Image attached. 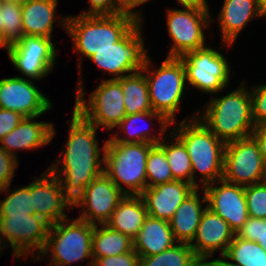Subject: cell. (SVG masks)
<instances>
[{"label": "cell", "instance_id": "f546056e", "mask_svg": "<svg viewBox=\"0 0 266 266\" xmlns=\"http://www.w3.org/2000/svg\"><path fill=\"white\" fill-rule=\"evenodd\" d=\"M170 133L167 136L170 140L165 142L164 137L158 145L165 151L173 178L192 184V165L187 149L173 132Z\"/></svg>", "mask_w": 266, "mask_h": 266}, {"label": "cell", "instance_id": "e0dca14e", "mask_svg": "<svg viewBox=\"0 0 266 266\" xmlns=\"http://www.w3.org/2000/svg\"><path fill=\"white\" fill-rule=\"evenodd\" d=\"M30 183L31 208L50 224L67 219L74 202L64 194L60 180L47 169ZM66 210V212H65Z\"/></svg>", "mask_w": 266, "mask_h": 266}, {"label": "cell", "instance_id": "4dcf8cb0", "mask_svg": "<svg viewBox=\"0 0 266 266\" xmlns=\"http://www.w3.org/2000/svg\"><path fill=\"white\" fill-rule=\"evenodd\" d=\"M200 261L188 243L178 242L159 254L140 257L139 266H200Z\"/></svg>", "mask_w": 266, "mask_h": 266}, {"label": "cell", "instance_id": "603a6c76", "mask_svg": "<svg viewBox=\"0 0 266 266\" xmlns=\"http://www.w3.org/2000/svg\"><path fill=\"white\" fill-rule=\"evenodd\" d=\"M58 0H25L22 7V28L24 35L52 38L56 20L66 31L68 16L56 17Z\"/></svg>", "mask_w": 266, "mask_h": 266}, {"label": "cell", "instance_id": "9c48e42d", "mask_svg": "<svg viewBox=\"0 0 266 266\" xmlns=\"http://www.w3.org/2000/svg\"><path fill=\"white\" fill-rule=\"evenodd\" d=\"M144 20H139L118 42L110 48L96 51L88 59L112 78L120 79L144 68L148 57L143 37ZM113 74V75H112Z\"/></svg>", "mask_w": 266, "mask_h": 266}, {"label": "cell", "instance_id": "bcb514c9", "mask_svg": "<svg viewBox=\"0 0 266 266\" xmlns=\"http://www.w3.org/2000/svg\"><path fill=\"white\" fill-rule=\"evenodd\" d=\"M150 0H129V13L137 16L140 20H144L143 19V15H142V11L139 10H135L133 11V9H135L136 7L141 6L142 4L144 5L145 3H147Z\"/></svg>", "mask_w": 266, "mask_h": 266}, {"label": "cell", "instance_id": "ac0fdd59", "mask_svg": "<svg viewBox=\"0 0 266 266\" xmlns=\"http://www.w3.org/2000/svg\"><path fill=\"white\" fill-rule=\"evenodd\" d=\"M202 189L207 208L222 217L236 234L249 218L245 187L220 179Z\"/></svg>", "mask_w": 266, "mask_h": 266}, {"label": "cell", "instance_id": "7bdbcfd3", "mask_svg": "<svg viewBox=\"0 0 266 266\" xmlns=\"http://www.w3.org/2000/svg\"><path fill=\"white\" fill-rule=\"evenodd\" d=\"M251 136L257 142L260 153L266 164V122L255 126L254 130L251 133Z\"/></svg>", "mask_w": 266, "mask_h": 266}, {"label": "cell", "instance_id": "ee69618b", "mask_svg": "<svg viewBox=\"0 0 266 266\" xmlns=\"http://www.w3.org/2000/svg\"><path fill=\"white\" fill-rule=\"evenodd\" d=\"M184 9L209 10L207 0H177Z\"/></svg>", "mask_w": 266, "mask_h": 266}, {"label": "cell", "instance_id": "836d02e7", "mask_svg": "<svg viewBox=\"0 0 266 266\" xmlns=\"http://www.w3.org/2000/svg\"><path fill=\"white\" fill-rule=\"evenodd\" d=\"M146 178L147 187H155L175 180L165 151L158 144L149 150L146 161Z\"/></svg>", "mask_w": 266, "mask_h": 266}, {"label": "cell", "instance_id": "60d3db41", "mask_svg": "<svg viewBox=\"0 0 266 266\" xmlns=\"http://www.w3.org/2000/svg\"><path fill=\"white\" fill-rule=\"evenodd\" d=\"M89 9L80 15H117L124 12L114 0H88Z\"/></svg>", "mask_w": 266, "mask_h": 266}, {"label": "cell", "instance_id": "d590c367", "mask_svg": "<svg viewBox=\"0 0 266 266\" xmlns=\"http://www.w3.org/2000/svg\"><path fill=\"white\" fill-rule=\"evenodd\" d=\"M245 196L249 217L266 219V183L246 186Z\"/></svg>", "mask_w": 266, "mask_h": 266}, {"label": "cell", "instance_id": "f35d334b", "mask_svg": "<svg viewBox=\"0 0 266 266\" xmlns=\"http://www.w3.org/2000/svg\"><path fill=\"white\" fill-rule=\"evenodd\" d=\"M18 164L17 157L0 148V189L11 185Z\"/></svg>", "mask_w": 266, "mask_h": 266}, {"label": "cell", "instance_id": "7402d4cb", "mask_svg": "<svg viewBox=\"0 0 266 266\" xmlns=\"http://www.w3.org/2000/svg\"><path fill=\"white\" fill-rule=\"evenodd\" d=\"M261 18L258 0H224L216 17L223 45L231 47L239 33L254 18Z\"/></svg>", "mask_w": 266, "mask_h": 266}, {"label": "cell", "instance_id": "7c38bea8", "mask_svg": "<svg viewBox=\"0 0 266 266\" xmlns=\"http://www.w3.org/2000/svg\"><path fill=\"white\" fill-rule=\"evenodd\" d=\"M265 177L266 164L252 136L226 143L222 179L246 187Z\"/></svg>", "mask_w": 266, "mask_h": 266}, {"label": "cell", "instance_id": "9a60e30c", "mask_svg": "<svg viewBox=\"0 0 266 266\" xmlns=\"http://www.w3.org/2000/svg\"><path fill=\"white\" fill-rule=\"evenodd\" d=\"M125 195L103 172L74 201L82 212L77 218L92 225L106 224Z\"/></svg>", "mask_w": 266, "mask_h": 266}, {"label": "cell", "instance_id": "30bf717a", "mask_svg": "<svg viewBox=\"0 0 266 266\" xmlns=\"http://www.w3.org/2000/svg\"><path fill=\"white\" fill-rule=\"evenodd\" d=\"M179 58L185 67L189 86L210 95H217L228 87L233 71L219 50L206 45Z\"/></svg>", "mask_w": 266, "mask_h": 266}, {"label": "cell", "instance_id": "5b68a950", "mask_svg": "<svg viewBox=\"0 0 266 266\" xmlns=\"http://www.w3.org/2000/svg\"><path fill=\"white\" fill-rule=\"evenodd\" d=\"M92 236L93 225L79 218L51 224L44 249L33 261L43 260L49 255L51 259H46L50 261L48 265L71 266L74 262L91 258L87 266H93Z\"/></svg>", "mask_w": 266, "mask_h": 266}, {"label": "cell", "instance_id": "83f0119b", "mask_svg": "<svg viewBox=\"0 0 266 266\" xmlns=\"http://www.w3.org/2000/svg\"><path fill=\"white\" fill-rule=\"evenodd\" d=\"M117 80L122 86L126 115L153 111L149 97L148 83L145 78V73L142 70Z\"/></svg>", "mask_w": 266, "mask_h": 266}, {"label": "cell", "instance_id": "d6a6232c", "mask_svg": "<svg viewBox=\"0 0 266 266\" xmlns=\"http://www.w3.org/2000/svg\"><path fill=\"white\" fill-rule=\"evenodd\" d=\"M11 185L0 189V193L8 195L0 202V216H25L34 215L35 211L31 208L30 184L14 188L10 192Z\"/></svg>", "mask_w": 266, "mask_h": 266}, {"label": "cell", "instance_id": "b9f144b4", "mask_svg": "<svg viewBox=\"0 0 266 266\" xmlns=\"http://www.w3.org/2000/svg\"><path fill=\"white\" fill-rule=\"evenodd\" d=\"M24 119L20 113L0 108V140L16 128Z\"/></svg>", "mask_w": 266, "mask_h": 266}, {"label": "cell", "instance_id": "2e32d148", "mask_svg": "<svg viewBox=\"0 0 266 266\" xmlns=\"http://www.w3.org/2000/svg\"><path fill=\"white\" fill-rule=\"evenodd\" d=\"M34 80L20 76L0 79V108L20 113L24 117H40L53 106Z\"/></svg>", "mask_w": 266, "mask_h": 266}, {"label": "cell", "instance_id": "4316f807", "mask_svg": "<svg viewBox=\"0 0 266 266\" xmlns=\"http://www.w3.org/2000/svg\"><path fill=\"white\" fill-rule=\"evenodd\" d=\"M147 216L146 205L140 195H125L106 225L133 240Z\"/></svg>", "mask_w": 266, "mask_h": 266}, {"label": "cell", "instance_id": "484cf974", "mask_svg": "<svg viewBox=\"0 0 266 266\" xmlns=\"http://www.w3.org/2000/svg\"><path fill=\"white\" fill-rule=\"evenodd\" d=\"M176 243L169 221L148 215L133 239V249L144 257L159 254Z\"/></svg>", "mask_w": 266, "mask_h": 266}, {"label": "cell", "instance_id": "7a4b0ae2", "mask_svg": "<svg viewBox=\"0 0 266 266\" xmlns=\"http://www.w3.org/2000/svg\"><path fill=\"white\" fill-rule=\"evenodd\" d=\"M172 132L183 142L192 165V185L204 188L222 179L225 143L217 138L197 117V112L181 120ZM196 172L200 181L196 182ZM201 185V186H200Z\"/></svg>", "mask_w": 266, "mask_h": 266}, {"label": "cell", "instance_id": "74e56055", "mask_svg": "<svg viewBox=\"0 0 266 266\" xmlns=\"http://www.w3.org/2000/svg\"><path fill=\"white\" fill-rule=\"evenodd\" d=\"M252 118L255 126L266 122V84L252 85Z\"/></svg>", "mask_w": 266, "mask_h": 266}, {"label": "cell", "instance_id": "d4e9b609", "mask_svg": "<svg viewBox=\"0 0 266 266\" xmlns=\"http://www.w3.org/2000/svg\"><path fill=\"white\" fill-rule=\"evenodd\" d=\"M199 189L203 192L202 198H200ZM202 203L207 204L206 195L202 188H196L185 198L169 220L177 242L190 244L194 239L202 213L207 208V205L203 206Z\"/></svg>", "mask_w": 266, "mask_h": 266}, {"label": "cell", "instance_id": "8fae6325", "mask_svg": "<svg viewBox=\"0 0 266 266\" xmlns=\"http://www.w3.org/2000/svg\"><path fill=\"white\" fill-rule=\"evenodd\" d=\"M210 10L172 9L166 10V22L172 46L166 57H177L206 46L204 30L212 22Z\"/></svg>", "mask_w": 266, "mask_h": 266}, {"label": "cell", "instance_id": "c3c4849f", "mask_svg": "<svg viewBox=\"0 0 266 266\" xmlns=\"http://www.w3.org/2000/svg\"><path fill=\"white\" fill-rule=\"evenodd\" d=\"M259 2V12L261 17L266 18V0H258Z\"/></svg>", "mask_w": 266, "mask_h": 266}, {"label": "cell", "instance_id": "44dd1931", "mask_svg": "<svg viewBox=\"0 0 266 266\" xmlns=\"http://www.w3.org/2000/svg\"><path fill=\"white\" fill-rule=\"evenodd\" d=\"M34 117H24L20 124L0 140V148L18 158L16 151L39 149L49 144L55 137L52 122H37Z\"/></svg>", "mask_w": 266, "mask_h": 266}, {"label": "cell", "instance_id": "7dc6e473", "mask_svg": "<svg viewBox=\"0 0 266 266\" xmlns=\"http://www.w3.org/2000/svg\"><path fill=\"white\" fill-rule=\"evenodd\" d=\"M114 2L124 11L129 13V0H114Z\"/></svg>", "mask_w": 266, "mask_h": 266}, {"label": "cell", "instance_id": "f1b7e54d", "mask_svg": "<svg viewBox=\"0 0 266 266\" xmlns=\"http://www.w3.org/2000/svg\"><path fill=\"white\" fill-rule=\"evenodd\" d=\"M93 225L92 256L103 258L120 255L133 249V240L106 224Z\"/></svg>", "mask_w": 266, "mask_h": 266}, {"label": "cell", "instance_id": "681fc988", "mask_svg": "<svg viewBox=\"0 0 266 266\" xmlns=\"http://www.w3.org/2000/svg\"><path fill=\"white\" fill-rule=\"evenodd\" d=\"M0 48H4V28L2 23V13L0 12Z\"/></svg>", "mask_w": 266, "mask_h": 266}, {"label": "cell", "instance_id": "277c9868", "mask_svg": "<svg viewBox=\"0 0 266 266\" xmlns=\"http://www.w3.org/2000/svg\"><path fill=\"white\" fill-rule=\"evenodd\" d=\"M140 19L128 12L117 15H69L66 33L71 37L74 52L89 58L100 49L110 48L118 42Z\"/></svg>", "mask_w": 266, "mask_h": 266}, {"label": "cell", "instance_id": "ba28073f", "mask_svg": "<svg viewBox=\"0 0 266 266\" xmlns=\"http://www.w3.org/2000/svg\"><path fill=\"white\" fill-rule=\"evenodd\" d=\"M80 72L81 70L76 86L74 110L98 129H116L126 116L121 83L117 79H103L86 100Z\"/></svg>", "mask_w": 266, "mask_h": 266}, {"label": "cell", "instance_id": "f6af8a7d", "mask_svg": "<svg viewBox=\"0 0 266 266\" xmlns=\"http://www.w3.org/2000/svg\"><path fill=\"white\" fill-rule=\"evenodd\" d=\"M210 258H204L200 261V266H237L232 263L228 258L224 255H221L220 258H214L213 260H209ZM209 260V261H208Z\"/></svg>", "mask_w": 266, "mask_h": 266}, {"label": "cell", "instance_id": "e575fe53", "mask_svg": "<svg viewBox=\"0 0 266 266\" xmlns=\"http://www.w3.org/2000/svg\"><path fill=\"white\" fill-rule=\"evenodd\" d=\"M4 28V49L18 42L24 35L22 28V7L19 2L0 3Z\"/></svg>", "mask_w": 266, "mask_h": 266}, {"label": "cell", "instance_id": "ffe728a7", "mask_svg": "<svg viewBox=\"0 0 266 266\" xmlns=\"http://www.w3.org/2000/svg\"><path fill=\"white\" fill-rule=\"evenodd\" d=\"M195 189L188 182L174 180L155 187H147L140 196L144 200L148 215L169 221L180 204Z\"/></svg>", "mask_w": 266, "mask_h": 266}, {"label": "cell", "instance_id": "52a82bcc", "mask_svg": "<svg viewBox=\"0 0 266 266\" xmlns=\"http://www.w3.org/2000/svg\"><path fill=\"white\" fill-rule=\"evenodd\" d=\"M149 56L142 71L148 83L152 110L161 113L170 123L176 122L186 87L185 67L180 58L166 57L158 69L152 70Z\"/></svg>", "mask_w": 266, "mask_h": 266}, {"label": "cell", "instance_id": "8992f818", "mask_svg": "<svg viewBox=\"0 0 266 266\" xmlns=\"http://www.w3.org/2000/svg\"><path fill=\"white\" fill-rule=\"evenodd\" d=\"M153 146L151 143H120L106 139L104 173L126 195H140L147 188L146 161Z\"/></svg>", "mask_w": 266, "mask_h": 266}, {"label": "cell", "instance_id": "f907efd6", "mask_svg": "<svg viewBox=\"0 0 266 266\" xmlns=\"http://www.w3.org/2000/svg\"><path fill=\"white\" fill-rule=\"evenodd\" d=\"M4 240L6 241L5 237H4L3 235L0 234V250H1V251H0V253H1V254H0V257H1L2 254H3V253H2V252H3V249L5 250L6 246L9 247V246H8L9 243H8L7 241L5 242ZM2 246H3V247H2ZM2 248H3V249H2Z\"/></svg>", "mask_w": 266, "mask_h": 266}, {"label": "cell", "instance_id": "6da1fadb", "mask_svg": "<svg viewBox=\"0 0 266 266\" xmlns=\"http://www.w3.org/2000/svg\"><path fill=\"white\" fill-rule=\"evenodd\" d=\"M67 123L69 134L63 153L60 152L59 158L48 169L60 180L64 194L74 202L85 187L104 172L106 141L100 148L96 138L98 128L74 109Z\"/></svg>", "mask_w": 266, "mask_h": 266}, {"label": "cell", "instance_id": "8d00e7d4", "mask_svg": "<svg viewBox=\"0 0 266 266\" xmlns=\"http://www.w3.org/2000/svg\"><path fill=\"white\" fill-rule=\"evenodd\" d=\"M236 235L258 243L266 251V219L249 217Z\"/></svg>", "mask_w": 266, "mask_h": 266}, {"label": "cell", "instance_id": "d6986e66", "mask_svg": "<svg viewBox=\"0 0 266 266\" xmlns=\"http://www.w3.org/2000/svg\"><path fill=\"white\" fill-rule=\"evenodd\" d=\"M235 236V232L230 228L229 224L216 213L206 208L202 213L196 235L189 244L196 256L202 260L211 258L220 252L225 255L230 243Z\"/></svg>", "mask_w": 266, "mask_h": 266}, {"label": "cell", "instance_id": "5bb4252c", "mask_svg": "<svg viewBox=\"0 0 266 266\" xmlns=\"http://www.w3.org/2000/svg\"><path fill=\"white\" fill-rule=\"evenodd\" d=\"M51 224L36 214L0 216V234L11 246L14 259L35 257L44 249Z\"/></svg>", "mask_w": 266, "mask_h": 266}, {"label": "cell", "instance_id": "4fadbf2b", "mask_svg": "<svg viewBox=\"0 0 266 266\" xmlns=\"http://www.w3.org/2000/svg\"><path fill=\"white\" fill-rule=\"evenodd\" d=\"M7 54L23 78L38 81L47 77L56 64L57 50L52 38L23 35L9 46Z\"/></svg>", "mask_w": 266, "mask_h": 266}, {"label": "cell", "instance_id": "ab89813d", "mask_svg": "<svg viewBox=\"0 0 266 266\" xmlns=\"http://www.w3.org/2000/svg\"><path fill=\"white\" fill-rule=\"evenodd\" d=\"M140 257L132 249L127 253L103 258H93V266H139Z\"/></svg>", "mask_w": 266, "mask_h": 266}, {"label": "cell", "instance_id": "816d5d0a", "mask_svg": "<svg viewBox=\"0 0 266 266\" xmlns=\"http://www.w3.org/2000/svg\"><path fill=\"white\" fill-rule=\"evenodd\" d=\"M25 0H0V3H7V2H19L22 3Z\"/></svg>", "mask_w": 266, "mask_h": 266}, {"label": "cell", "instance_id": "1f68e13d", "mask_svg": "<svg viewBox=\"0 0 266 266\" xmlns=\"http://www.w3.org/2000/svg\"><path fill=\"white\" fill-rule=\"evenodd\" d=\"M224 256L237 266H266V251L258 243L236 234Z\"/></svg>", "mask_w": 266, "mask_h": 266}, {"label": "cell", "instance_id": "cb8c5ba5", "mask_svg": "<svg viewBox=\"0 0 266 266\" xmlns=\"http://www.w3.org/2000/svg\"><path fill=\"white\" fill-rule=\"evenodd\" d=\"M142 119L150 120L151 122L157 119L160 127L159 133L151 134V131H149L148 128H144L143 125L141 128L139 123ZM171 125L172 124L161 113L155 111L126 115L116 126L117 129L120 130V134L119 131L115 130L116 133L111 134L109 139L113 142L120 143H151L155 145L160 143ZM122 133H125V135L123 134L122 137H120Z\"/></svg>", "mask_w": 266, "mask_h": 266}, {"label": "cell", "instance_id": "3957f363", "mask_svg": "<svg viewBox=\"0 0 266 266\" xmlns=\"http://www.w3.org/2000/svg\"><path fill=\"white\" fill-rule=\"evenodd\" d=\"M214 97L204 105L203 111H197L204 125L225 144L251 136L255 124L250 89L245 81L230 93Z\"/></svg>", "mask_w": 266, "mask_h": 266}]
</instances>
